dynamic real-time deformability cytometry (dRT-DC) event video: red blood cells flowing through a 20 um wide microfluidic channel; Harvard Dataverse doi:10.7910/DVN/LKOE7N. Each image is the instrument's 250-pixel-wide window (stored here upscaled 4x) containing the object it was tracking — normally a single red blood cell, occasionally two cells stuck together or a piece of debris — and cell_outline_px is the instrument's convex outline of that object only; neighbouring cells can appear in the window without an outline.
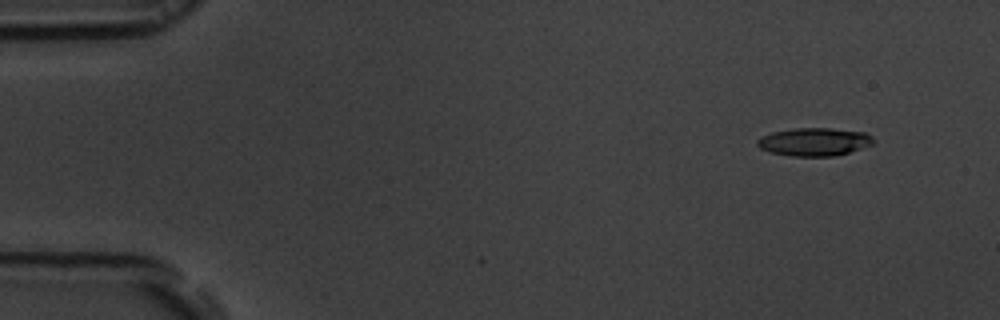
{"species": "common noctule bat (a hibernating species)", "species_latin": "Nyctalus noctula", "temperature_condition": "room temperature", "stored_images_in_passage": 52, "camera_frame_rate_fps": 3000, "um_per_image_px": 0.085, "animal": {"sex": "male", "body_mass_g": 19.5, "forearm_length_mm": 54.6}, "frame": {"image": 1, "passage_image": 1, "time_ms": 0.0, "image_size_px": [1000, 320], "cell_outline_px": [[876, 140], [872, 144], [836, 156], [792, 156], [768, 152], [760, 148], [756, 144], [756, 140], [760, 136], [772, 132], [796, 128], [832, 128], [864, 132], [872, 136]], "centroid_in_image_um": [69.18, 12.05], "position_along_channel_um": 15.8, "area_um2": 19.07}}
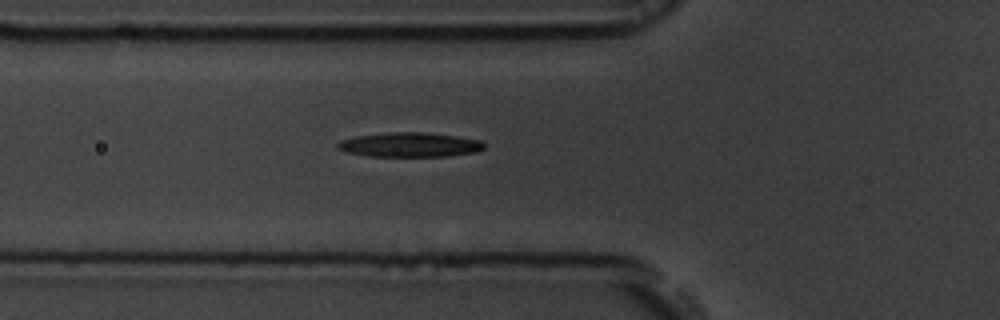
{"frame": {"image": 2, "passage_image": 16, "time_ms": 5.0, "image_size_px": [1000, 320], "cell_outline_px": [[484, 148], [476, 152], [448, 156], [368, 156], [348, 152], [336, 148], [336, 144], [340, 140], [356, 136], [392, 132], [424, 132], [456, 136], [480, 140], [484, 144]], "centroid_in_image_um": [34.82, 12.3], "position_along_channel_um": 91.0, "area_um2": 20.81}}
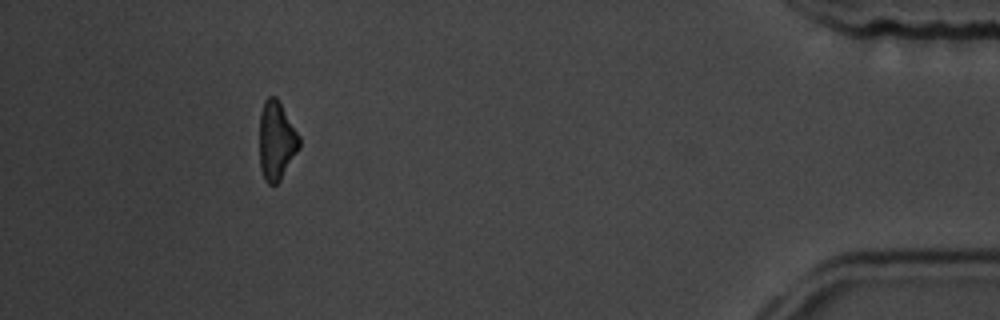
{"frame": {"image": 3, "passage_image": 47, "time_ms": 15.333, "image_size_px": [1000, 320], "cell_outline_px": [[300, 148], [280, 180], [276, 184], [268, 184], [264, 180], [260, 168], [260, 112], [264, 100], [268, 96], [276, 96], [300, 136]], "centroid_in_image_um": [23.49, 11.95], "position_along_channel_um": 411.7, "area_um2": 18.32}, "authors_computed_cell_mechanics": {"area_um2": 19.9121, "velocity_mm_per_s": 3.6866, "shape_relaxation_time_tau1_ms": 5.8796, "shape_relaxation_time_tau2_ms": null, "deformation_change_tau1": 0.1656, "deformation_change_tau2": null}}